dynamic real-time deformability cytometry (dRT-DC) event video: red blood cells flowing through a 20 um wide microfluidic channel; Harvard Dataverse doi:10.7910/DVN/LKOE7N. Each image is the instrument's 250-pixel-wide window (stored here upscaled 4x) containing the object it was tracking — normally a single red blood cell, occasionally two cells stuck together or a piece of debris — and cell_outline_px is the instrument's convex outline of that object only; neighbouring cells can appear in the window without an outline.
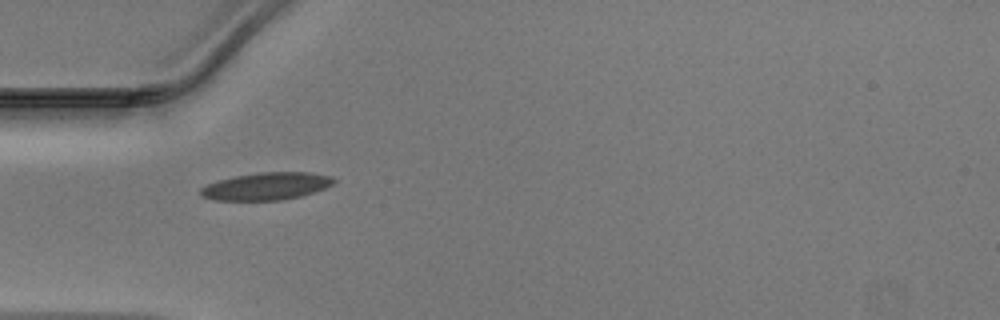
{"species": "Egyptian fruit bat (a non-hibernating species)", "species_latin": "Rousettus aegyptiacus", "temperature_condition": "warm", "stored_images_in_passage": 29, "camera_frame_rate_fps": 3000, "um_per_image_px": 0.085, "animal": {"sex": "male"}, "frame": {"image": 1, "passage_image": 1, "time_ms": 0.0, "image_size_px": [1000, 320], "cell_outline_px": [[336, 180], [332, 184], [324, 188], [300, 196], [280, 200], [216, 200], [204, 196], [200, 192], [200, 188], [208, 184], [220, 180], [236, 176], [260, 172], [308, 172], [332, 176]], "centroid_in_image_um": [22.67, 15.82], "position_along_channel_um": 62.3, "area_um2": 20.92}}
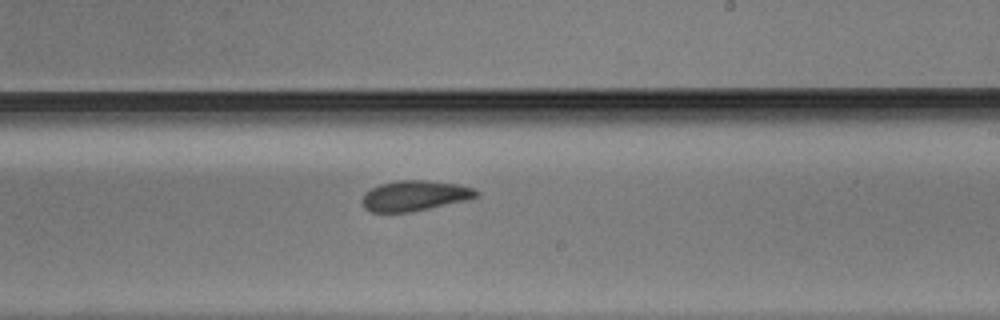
{"frame": {"image": 2, "passage_image": 15, "time_ms": 4.667, "image_size_px": [1000, 320], "cell_outline_px": [[480, 192], [476, 196], [464, 200], [412, 212], [372, 212], [364, 208], [364, 196], [372, 188], [380, 184], [400, 180], [424, 180], [456, 184], [472, 188]], "centroid_in_image_um": [35.24, 16.64], "position_along_channel_um": 253.8, "area_um2": 19.65}}
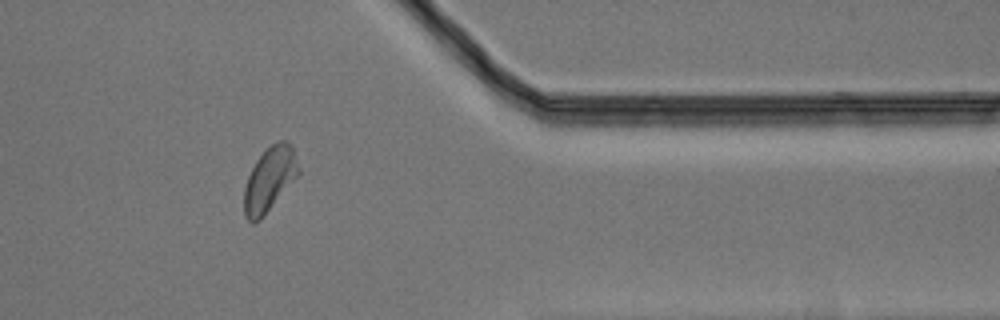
{"frame": {"image": 3, "passage_image": 26, "time_ms": 8.333, "image_size_px": [1000, 320], "cell_outline_px": [[300, 172], [264, 216], [256, 224], [252, 224], [244, 216], [244, 188], [248, 176], [256, 160], [272, 144], [280, 140], [284, 140], [292, 144]], "centroid_in_image_um": [22.89, 15.27], "position_along_channel_um": 388.5, "area_um2": 20.23}}